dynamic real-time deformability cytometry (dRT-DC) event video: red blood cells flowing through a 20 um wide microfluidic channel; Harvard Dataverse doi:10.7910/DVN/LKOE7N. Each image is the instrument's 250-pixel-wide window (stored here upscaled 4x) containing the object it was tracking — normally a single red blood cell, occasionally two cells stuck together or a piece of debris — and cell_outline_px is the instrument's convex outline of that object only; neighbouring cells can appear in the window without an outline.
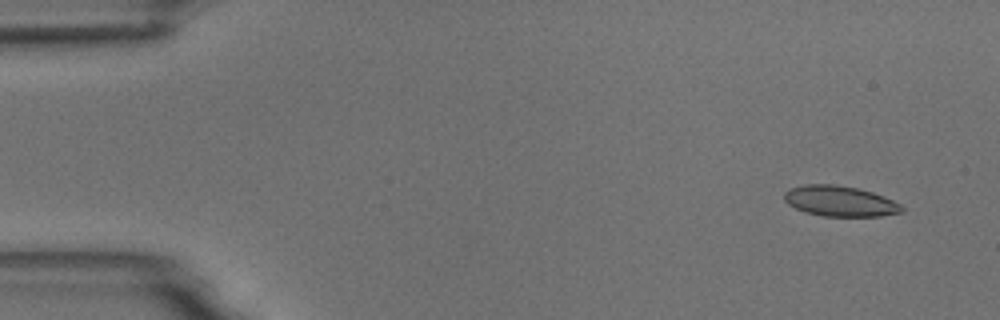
{"species": "common noctule bat (a hibernating species)", "species_latin": "Nyctalus noctula", "temperature_condition": "room temperature", "stored_images_in_passage": 6, "camera_frame_rate_fps": 3000, "um_per_image_px": 0.085, "animal": {"sex": "male", "body_mass_g": 18.8}, "frame": {"image": 1, "passage_image": 1, "time_ms": 0.0, "image_size_px": [1000, 320], "cell_outline_px": [[904, 212], [880, 216], [824, 216], [804, 212], [788, 204], [784, 200], [784, 192], [788, 188], [804, 184], [832, 184], [856, 188], [872, 192], [884, 196], [900, 204], [904, 208]], "centroid_in_image_um": [71.38, 17.09], "position_along_channel_um": 13.6, "area_um2": 20.98}}
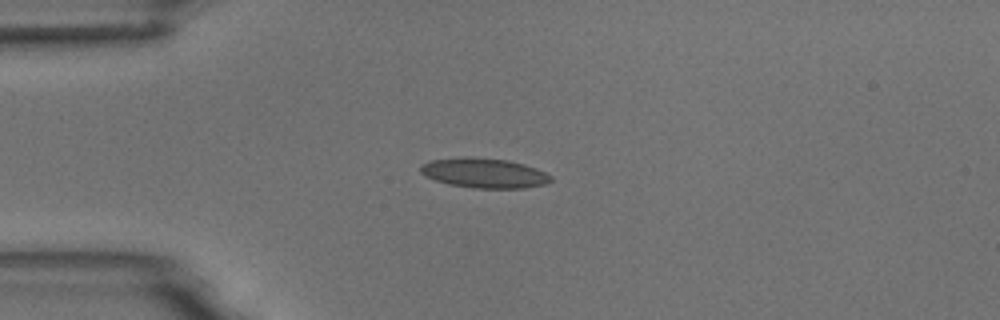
{"frame": {"image": 2, "passage_image": 4, "time_ms": 3.333, "image_size_px": [1000, 320], "cell_outline_px": [[552, 180], [544, 184], [524, 188], [472, 188], [448, 184], [424, 176], [420, 172], [420, 164], [428, 160], [508, 160], [524, 164], [536, 168], [552, 176]], "centroid_in_image_um": [41.18, 14.76], "position_along_channel_um": 43.8, "area_um2": 21.68}}